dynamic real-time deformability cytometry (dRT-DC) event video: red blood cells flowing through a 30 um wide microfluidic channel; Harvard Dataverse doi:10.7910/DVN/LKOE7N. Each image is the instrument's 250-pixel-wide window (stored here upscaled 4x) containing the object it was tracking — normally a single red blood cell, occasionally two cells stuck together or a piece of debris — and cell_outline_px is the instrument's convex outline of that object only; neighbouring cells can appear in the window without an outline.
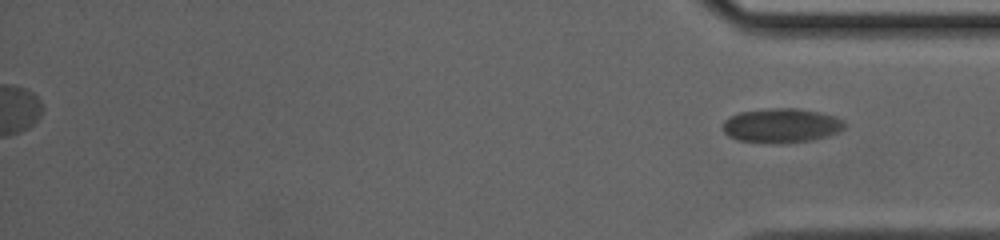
{"species": "common noctule bat (a hibernating species)", "species_latin": "Nyctalus noctula", "temperature_condition": "cold", "stored_images_in_passage": 57, "segment_of_instrument_passage": [2, 2], "camera_frame_rate_fps": 3000, "um_per_image_px": 0.085, "animal": {"sex": "female", "body_mass_g": 20.0, "forearm_length_mm": 54.0}, "frame": {"image": 1, "passage_image": 57, "time_ms": 18.667, "image_size_px": [1000, 240], "cell_outline_px": [[848, 124], [844, 128], [828, 136], [808, 140], [736, 140], [728, 136], [724, 132], [724, 120], [728, 116], [740, 112], [772, 108], [796, 108], [820, 112], [836, 116], [844, 120]], "centroid_in_image_um": [66.45, 10.61], "position_along_channel_um": 368.7, "area_um2": 23.47}}